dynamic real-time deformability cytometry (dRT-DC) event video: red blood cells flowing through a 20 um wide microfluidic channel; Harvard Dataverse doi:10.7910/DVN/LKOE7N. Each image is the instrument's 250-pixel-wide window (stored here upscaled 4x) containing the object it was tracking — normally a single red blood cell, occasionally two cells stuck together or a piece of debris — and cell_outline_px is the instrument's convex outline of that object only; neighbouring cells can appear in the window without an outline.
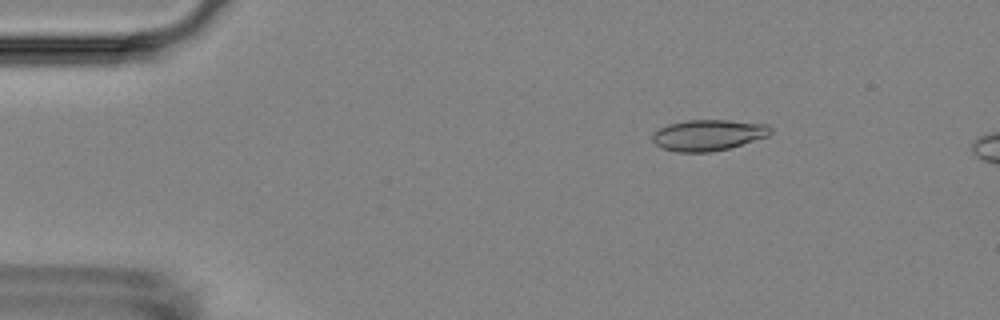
{"species": "Egyptian fruit bat (a non-hibernating species)", "species_latin": "Rousettus aegyptiacus", "temperature_condition": "room temperature", "stored_images_in_passage": 5, "camera_frame_rate_fps": 3000, "um_per_image_px": 0.085, "animal": {"sex": "female"}, "frame": {"image": 1, "passage_image": 3, "time_ms": 2.333, "image_size_px": [1000, 320], "cell_outline_px": [[772, 132], [768, 136], [728, 148], [712, 152], [676, 152], [664, 148], [656, 144], [652, 140], [652, 136], [660, 128], [668, 124], [688, 120], [728, 120], [768, 124], [772, 128]], "centroid_in_image_um": [60.22, 11.48], "position_along_channel_um": 24.8, "area_um2": 21.21}}